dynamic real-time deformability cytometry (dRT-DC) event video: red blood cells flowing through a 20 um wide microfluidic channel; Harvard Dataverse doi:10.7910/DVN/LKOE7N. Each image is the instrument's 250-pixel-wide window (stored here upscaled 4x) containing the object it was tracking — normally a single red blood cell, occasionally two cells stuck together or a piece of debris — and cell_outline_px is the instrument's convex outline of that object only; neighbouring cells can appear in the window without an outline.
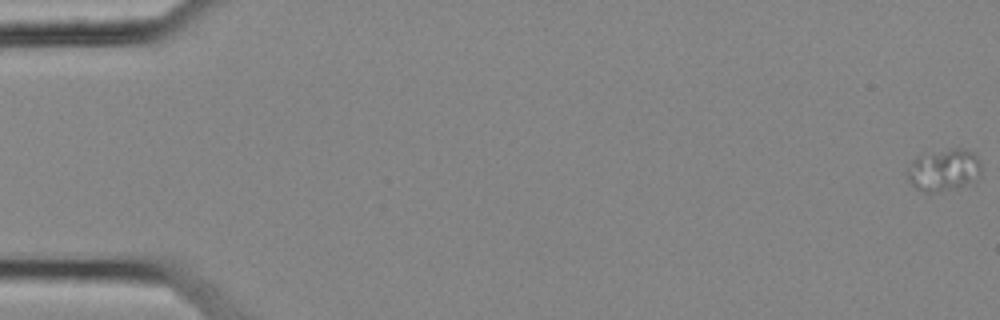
{"species": "common noctule bat (a hibernating species)", "species_latin": "Nyctalus noctula", "temperature_condition": "cold", "stored_images_in_passage": 13, "camera_frame_rate_fps": 3000, "um_per_image_px": 0.085, "animal": {"sex": "female", "body_mass_g": 25.1}, "frame": {"image": 1, "passage_image": 1, "time_ms": 0.0, "image_size_px": [1000, 320], "cell_outline_px": [[980, 172], [968, 180], [960, 184], [936, 192], [924, 192], [916, 188], [908, 180], [908, 168], [912, 160], [916, 156], [952, 148], [964, 148], [972, 152], [976, 156], [980, 164]], "centroid_in_image_um": [80.14, 14.4], "position_along_channel_um": 4.9, "area_um2": 17.22}}